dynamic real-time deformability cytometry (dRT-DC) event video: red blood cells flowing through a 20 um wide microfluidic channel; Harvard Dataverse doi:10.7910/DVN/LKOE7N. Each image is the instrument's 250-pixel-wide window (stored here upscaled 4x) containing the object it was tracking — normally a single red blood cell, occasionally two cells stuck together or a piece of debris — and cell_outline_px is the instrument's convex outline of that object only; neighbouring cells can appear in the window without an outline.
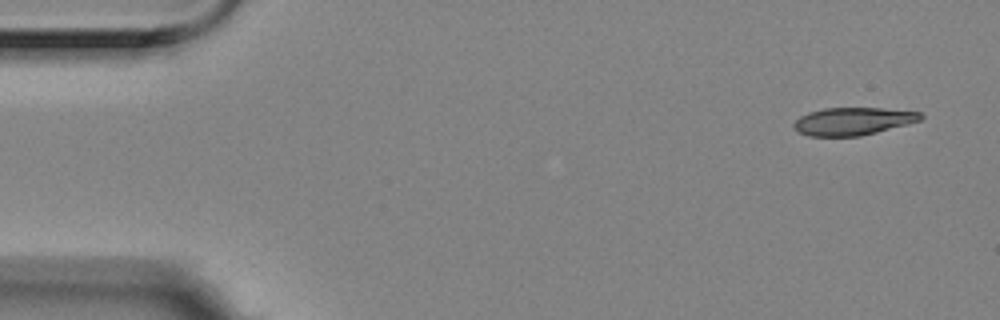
{"species": "Egyptian fruit bat (a non-hibernating species)", "species_latin": "Rousettus aegyptiacus", "temperature_condition": "room temperature", "stored_images_in_passage": 4, "camera_frame_rate_fps": 3000, "um_per_image_px": 0.085, "animal": {"sex": "female"}, "frame": {"image": 1, "passage_image": 1, "time_ms": 0.0, "image_size_px": [1000, 320], "cell_outline_px": [[924, 116], [920, 120], [908, 124], [860, 136], [808, 136], [800, 132], [792, 124], [800, 116], [808, 112], [824, 108], [880, 108], [920, 112]], "centroid_in_image_um": [72.5, 10.3], "position_along_channel_um": 12.5, "area_um2": 20.29}}
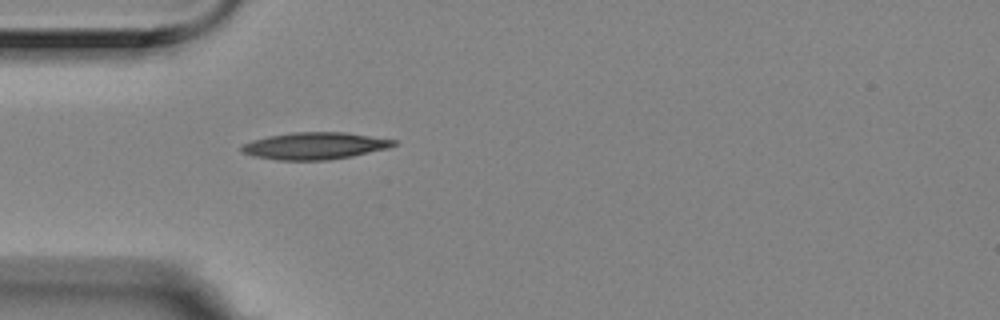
{"frame": {"image": 2, "passage_image": 4, "time_ms": 1.0, "image_size_px": [1000, 320], "cell_outline_px": [[396, 144], [388, 148], [352, 156], [328, 160], [276, 160], [252, 156], [240, 152], [240, 148], [244, 144], [252, 140], [268, 136], [292, 132], [344, 132], [396, 140]], "centroid_in_image_um": [26.71, 12.4], "position_along_channel_um": 58.3, "area_um2": 23.93}}